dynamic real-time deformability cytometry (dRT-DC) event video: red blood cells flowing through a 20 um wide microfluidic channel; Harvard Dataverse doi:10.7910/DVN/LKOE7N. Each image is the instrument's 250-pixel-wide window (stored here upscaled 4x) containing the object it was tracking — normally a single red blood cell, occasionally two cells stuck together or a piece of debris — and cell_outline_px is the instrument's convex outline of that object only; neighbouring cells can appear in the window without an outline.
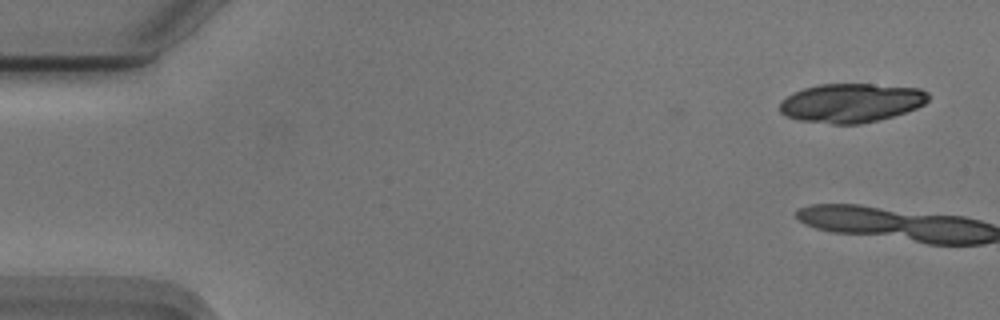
{"species": "Egyptian fruit bat (a non-hibernating species)", "species_latin": "Rousettus aegyptiacus", "temperature_condition": "cold", "stored_images_in_passage": 3, "camera_frame_rate_fps": 3000, "um_per_image_px": 0.085, "animal": {"sex": "male"}, "frame": {"image": 1, "passage_image": 1, "time_ms": 0.0, "image_size_px": [1000, 320], "cell_outline_px": [[928, 100], [924, 104], [916, 108], [892, 116], [860, 124], [832, 124], [800, 120], [784, 116], [780, 112], [780, 100], [792, 92], [804, 88], [820, 84], [872, 84], [920, 88], [928, 92]], "centroid_in_image_um": [72.31, 8.74], "position_along_channel_um": 12.7, "area_um2": 33.81}}